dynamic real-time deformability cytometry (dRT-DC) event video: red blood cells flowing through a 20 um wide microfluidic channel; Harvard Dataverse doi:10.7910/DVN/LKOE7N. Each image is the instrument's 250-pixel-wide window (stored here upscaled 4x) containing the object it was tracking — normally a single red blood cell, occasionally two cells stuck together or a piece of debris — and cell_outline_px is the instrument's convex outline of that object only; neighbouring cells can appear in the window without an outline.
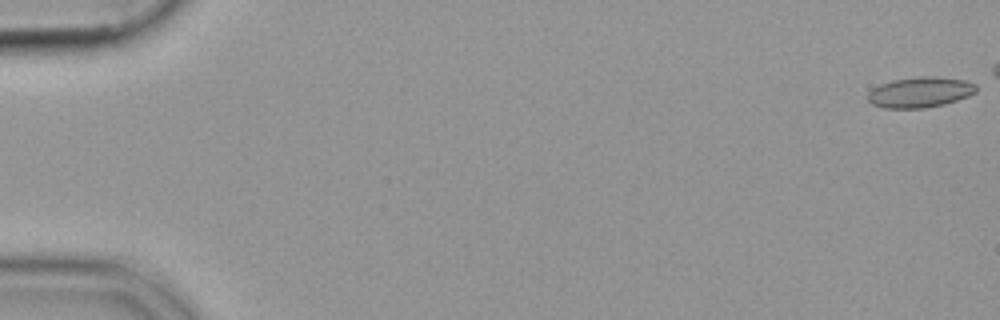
{"species": "common noctule bat (a hibernating species)", "species_latin": "Nyctalus noctula", "temperature_condition": "cold", "stored_images_in_passage": 13, "camera_frame_rate_fps": 3000, "um_per_image_px": 0.085, "animal": {"sex": "female", "body_mass_g": 19.9}, "frame": {"image": 1, "passage_image": 1, "time_ms": 0.0, "image_size_px": [1000, 320], "cell_outline_px": [[976, 92], [968, 96], [944, 104], [924, 108], [884, 108], [872, 104], [868, 100], [868, 92], [872, 88], [880, 84], [892, 80], [920, 76], [936, 76], [964, 80], [976, 84]], "centroid_in_image_um": [78.19, 7.83], "position_along_channel_um": 6.8, "area_um2": 19.31}}